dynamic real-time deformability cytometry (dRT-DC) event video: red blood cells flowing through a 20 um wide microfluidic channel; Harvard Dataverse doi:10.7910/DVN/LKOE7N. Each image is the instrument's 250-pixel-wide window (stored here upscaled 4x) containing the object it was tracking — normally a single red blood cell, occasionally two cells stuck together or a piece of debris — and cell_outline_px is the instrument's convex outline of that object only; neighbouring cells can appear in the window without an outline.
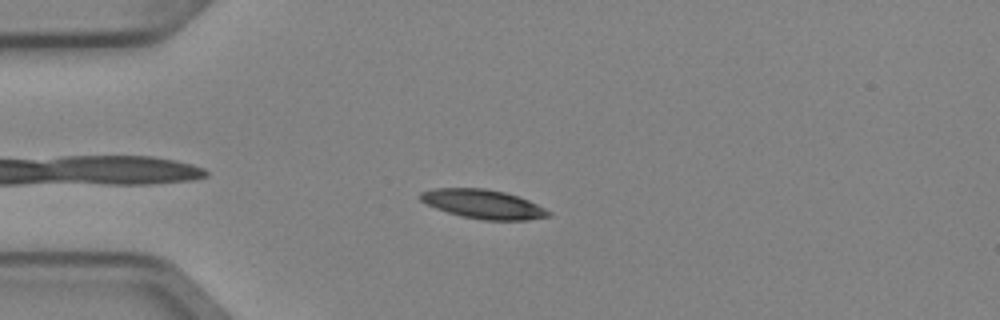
{"species": "Egyptian fruit bat (a non-hibernating species)", "species_latin": "Rousettus aegyptiacus", "temperature_condition": "cold", "stored_images_in_passage": 3, "camera_frame_rate_fps": 3000, "um_per_image_px": 0.085, "animal": {"sex": "female"}, "frame": {"image": 1, "passage_image": 1, "time_ms": 0.0, "image_size_px": [1000, 320], "cell_outline_px": [[552, 216], [528, 220], [484, 220], [460, 216], [436, 208], [420, 200], [420, 192], [436, 188], [484, 188], [504, 192], [528, 200], [552, 212]], "centroid_in_image_um": [41.09, 17.35], "position_along_channel_um": 43.9, "area_um2": 21.56}}
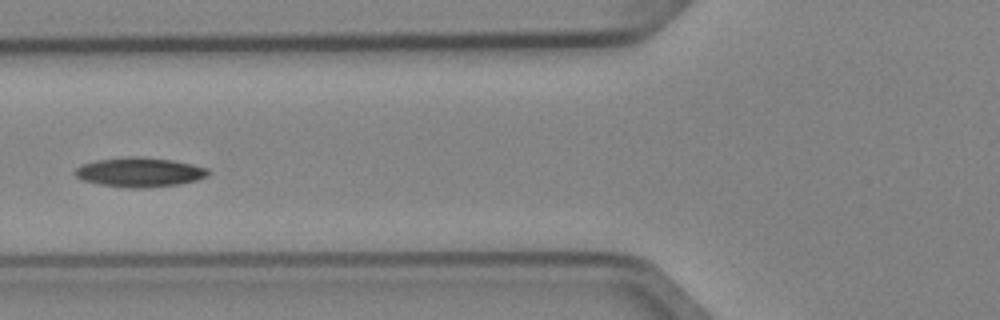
{"frame": {"image": 2, "passage_image": 3, "time_ms": 0.667, "image_size_px": [1000, 320], "cell_outline_px": [[212, 172], [208, 176], [196, 180], [180, 184], [144, 188], [128, 188], [100, 184], [84, 180], [76, 176], [72, 172], [76, 168], [84, 164], [96, 160], [128, 156], [136, 156], [172, 160], [192, 164], [208, 168]], "centroid_in_image_um": [11.9, 14.63], "position_along_channel_um": 113.9, "area_um2": 22.89}}